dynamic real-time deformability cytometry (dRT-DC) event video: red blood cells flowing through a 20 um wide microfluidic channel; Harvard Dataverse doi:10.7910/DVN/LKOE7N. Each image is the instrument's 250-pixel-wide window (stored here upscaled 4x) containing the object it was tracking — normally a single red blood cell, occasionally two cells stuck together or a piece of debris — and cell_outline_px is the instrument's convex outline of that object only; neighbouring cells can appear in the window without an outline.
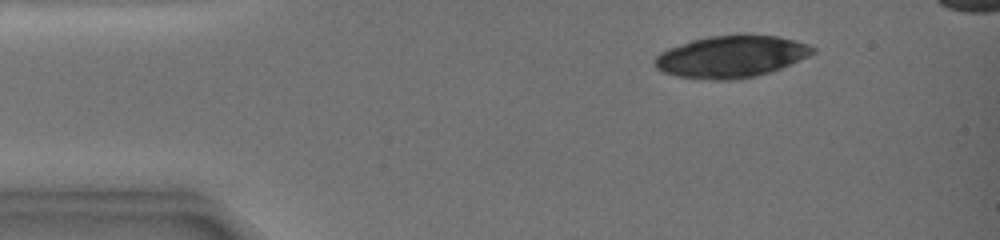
{"species": "common noctule bat (a hibernating species)", "species_latin": "Nyctalus noctula", "temperature_condition": "warm", "stored_images_in_passage": 29, "camera_frame_rate_fps": 3000, "um_per_image_px": 0.085, "animal": {"sex": "female", "body_mass_g": 19.0, "forearm_length_mm": 51.5}, "frame": {"image": 1, "passage_image": 5, "time_ms": 0.667, "image_size_px": [1000, 240], "cell_outline_px": [[816, 52], [808, 56], [780, 68], [768, 72], [752, 76], [680, 76], [664, 72], [656, 68], [652, 60], [660, 52], [668, 48], [692, 40], [708, 36], [736, 32], [744, 32], [780, 36], [796, 40], [808, 44], [816, 48]], "centroid_in_image_um": [62.2, 4.69], "position_along_channel_um": 22.8, "area_um2": 37.86}}